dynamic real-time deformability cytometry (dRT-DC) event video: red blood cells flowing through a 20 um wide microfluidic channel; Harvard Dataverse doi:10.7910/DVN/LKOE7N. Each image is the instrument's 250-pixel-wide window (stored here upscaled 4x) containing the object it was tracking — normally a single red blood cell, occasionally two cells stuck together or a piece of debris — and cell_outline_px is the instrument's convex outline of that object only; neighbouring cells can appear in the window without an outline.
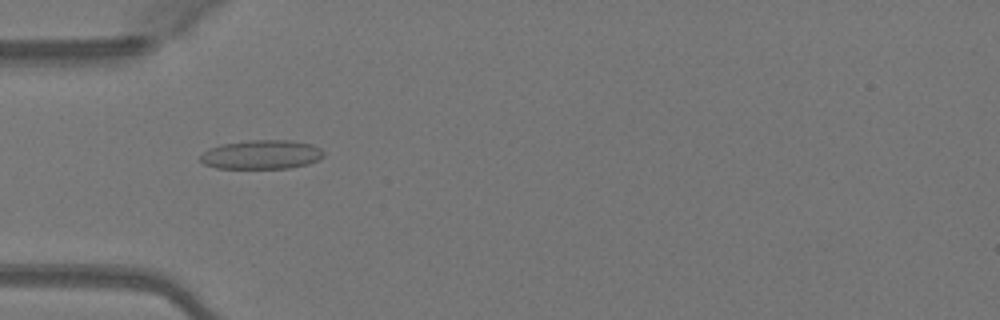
{"species": "Egyptian fruit bat (a non-hibernating species)", "species_latin": "Rousettus aegyptiacus", "temperature_condition": "warm", "stored_images_in_passage": 19, "camera_frame_rate_fps": 3000, "um_per_image_px": 0.085, "animal": {"sex": "female"}, "frame": {"image": 1, "passage_image": 16, "time_ms": 5.0, "image_size_px": [1000, 320], "cell_outline_px": [[324, 156], [320, 160], [308, 164], [288, 168], [216, 168], [204, 164], [200, 160], [200, 156], [208, 148], [220, 144], [252, 140], [292, 140], [312, 144], [320, 148], [324, 152]], "centroid_in_image_um": [22.25, 13.13], "position_along_channel_um": 62.7, "area_um2": 21.04}}
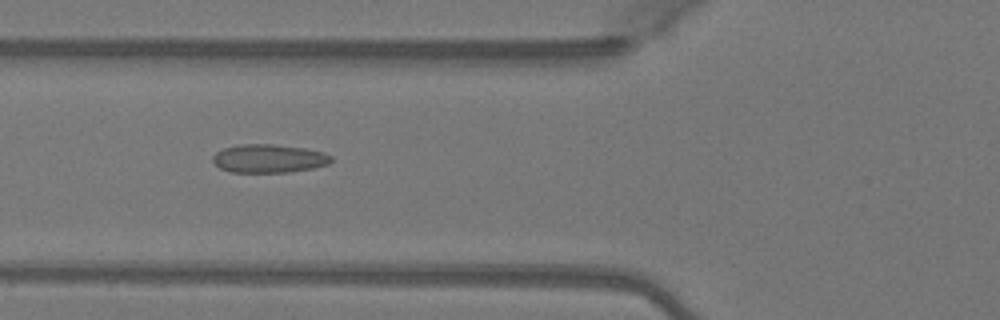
{"frame": {"image": 2, "passage_image": 19, "time_ms": 6.0, "image_size_px": [1000, 320], "cell_outline_px": [[332, 160], [328, 164], [312, 168], [288, 172], [232, 172], [220, 168], [212, 160], [212, 156], [216, 152], [224, 148], [240, 144], [272, 144], [304, 148], [324, 152], [332, 156]], "centroid_in_image_um": [22.85, 13.47], "position_along_channel_um": 103.0, "area_um2": 19.54}}